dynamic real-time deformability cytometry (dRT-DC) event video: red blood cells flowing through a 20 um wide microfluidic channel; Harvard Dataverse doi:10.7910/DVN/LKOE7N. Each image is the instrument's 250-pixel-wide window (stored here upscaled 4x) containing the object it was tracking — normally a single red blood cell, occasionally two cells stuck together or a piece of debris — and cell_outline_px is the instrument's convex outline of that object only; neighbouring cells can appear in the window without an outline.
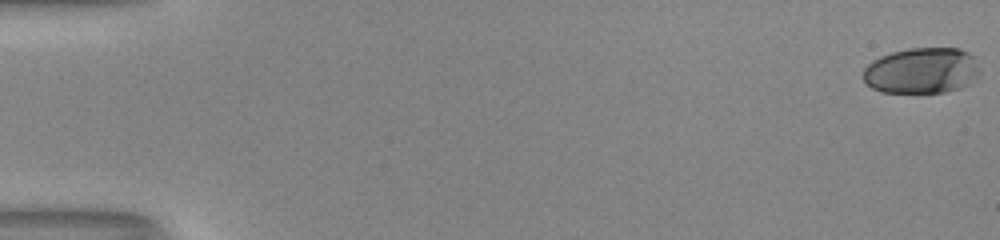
{"species": "human", "species_latin": "Homo sapiens", "temperature_condition": "room temperature", "stored_images_in_passage": 54, "camera_frame_rate_fps": 3000, "um_per_image_px": 0.085, "donor": {"sex": "male"}, "frame": {"image": 1, "passage_image": 1, "time_ms": 0.0, "image_size_px": [1000, 240], "cell_outline_px": [[972, 56], [964, 84], [960, 88], [944, 92], [880, 92], [872, 88], [864, 80], [864, 68], [868, 64], [880, 56], [892, 52], [908, 48], [956, 48], [968, 52]], "centroid_in_image_um": [78.1, 5.99], "position_along_channel_um": 6.9, "area_um2": 29.42}}
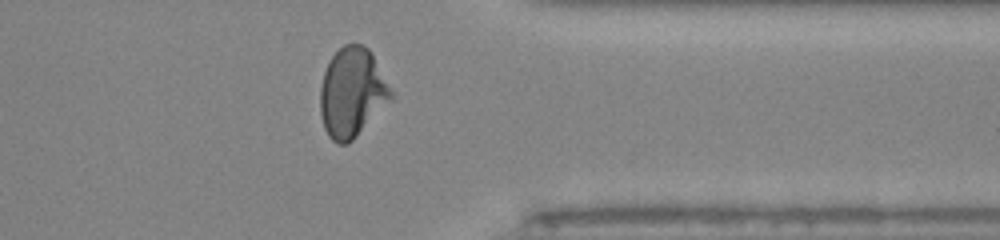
{"frame": {"image": 2, "passage_image": 44, "time_ms": 14.333, "image_size_px": [1000, 240], "cell_outline_px": [[396, 96], [348, 144], [336, 144], [328, 136], [324, 128], [320, 112], [320, 88], [324, 72], [332, 56], [344, 44], [364, 44], [368, 48]], "centroid_in_image_um": [29.93, 7.89], "position_along_channel_um": 381.5, "area_um2": 36.88}}
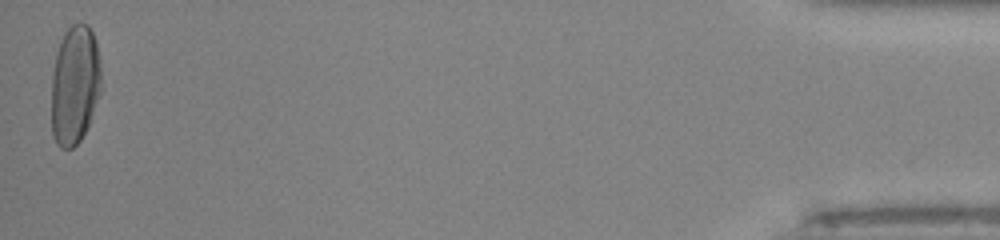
{"frame": {"image": 3, "passage_image": 54, "time_ms": 17.667, "image_size_px": [1000, 240], "cell_outline_px": [[100, 92], [88, 124], [80, 140], [72, 148], [60, 148], [56, 144], [52, 136], [52, 72], [56, 52], [60, 40], [64, 32], [72, 24], [88, 24], [92, 32], [96, 44], [100, 68]], "centroid_in_image_um": [6.33, 7.21], "position_along_channel_um": 428.9, "area_um2": 34.33}, "authors_computed_cell_mechanics": {"area_um2": 34.5933, "velocity_mm_per_s": 4.0276, "shape_relaxation_time_tau1_ms": 11.2654, "shape_relaxation_time_tau2_ms": 1.226, "deformation_change_tau1": 0.3546, "deformation_change_tau2": 0.0553}}